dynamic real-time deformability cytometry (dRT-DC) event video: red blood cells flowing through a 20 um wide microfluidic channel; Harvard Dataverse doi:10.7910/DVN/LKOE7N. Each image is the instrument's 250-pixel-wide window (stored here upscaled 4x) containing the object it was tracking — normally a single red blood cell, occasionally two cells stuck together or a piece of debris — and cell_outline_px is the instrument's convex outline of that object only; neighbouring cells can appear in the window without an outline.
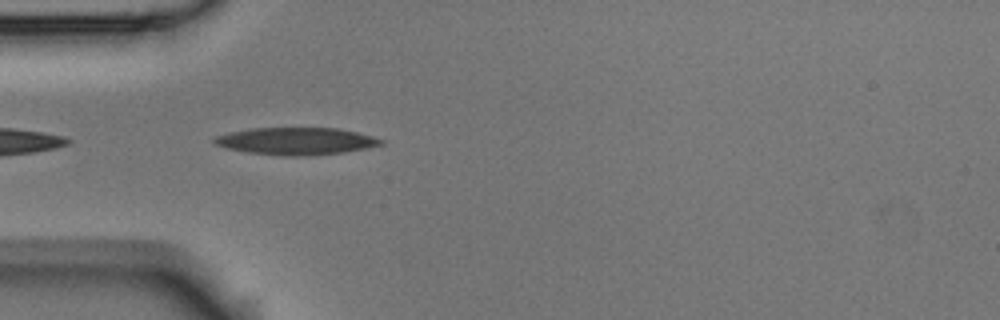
{"species": "Egyptian fruit bat (a non-hibernating species)", "species_latin": "Rousettus aegyptiacus", "temperature_condition": "room temperature", "stored_images_in_passage": 5, "camera_frame_rate_fps": 3000, "um_per_image_px": 0.085, "animal": {"sex": "male"}, "frame": {"image": 1, "passage_image": 4, "time_ms": 1.0, "image_size_px": [1000, 320], "cell_outline_px": [[384, 144], [344, 152], [304, 156], [280, 156], [248, 152], [224, 148], [212, 144], [212, 140], [216, 136], [232, 132], [252, 128], [336, 128], [356, 132], [372, 136], [384, 140]], "centroid_in_image_um": [25.13, 12.0], "position_along_channel_um": 59.9, "area_um2": 26.41}}
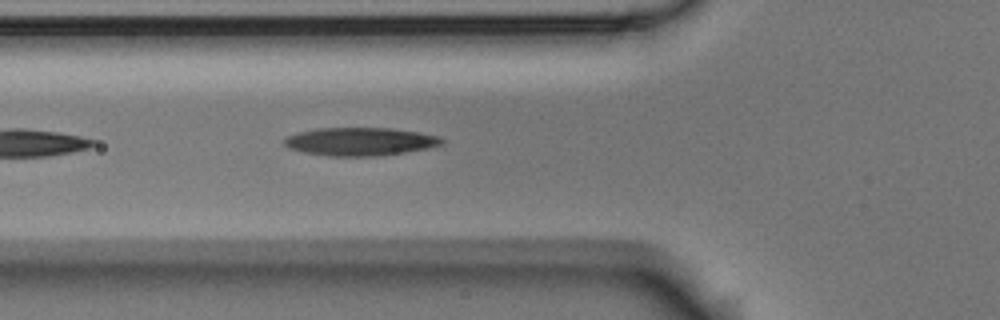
{"frame": {"image": 2, "passage_image": 5, "time_ms": 1.333, "image_size_px": [1000, 320], "cell_outline_px": [[448, 140], [444, 144], [428, 148], [404, 152], [376, 156], [328, 156], [304, 152], [288, 148], [284, 144], [284, 140], [288, 136], [300, 132], [316, 128], [388, 128], [420, 132], [440, 136]], "centroid_in_image_um": [30.67, 12.03], "position_along_channel_um": 95.1, "area_um2": 25.89}}